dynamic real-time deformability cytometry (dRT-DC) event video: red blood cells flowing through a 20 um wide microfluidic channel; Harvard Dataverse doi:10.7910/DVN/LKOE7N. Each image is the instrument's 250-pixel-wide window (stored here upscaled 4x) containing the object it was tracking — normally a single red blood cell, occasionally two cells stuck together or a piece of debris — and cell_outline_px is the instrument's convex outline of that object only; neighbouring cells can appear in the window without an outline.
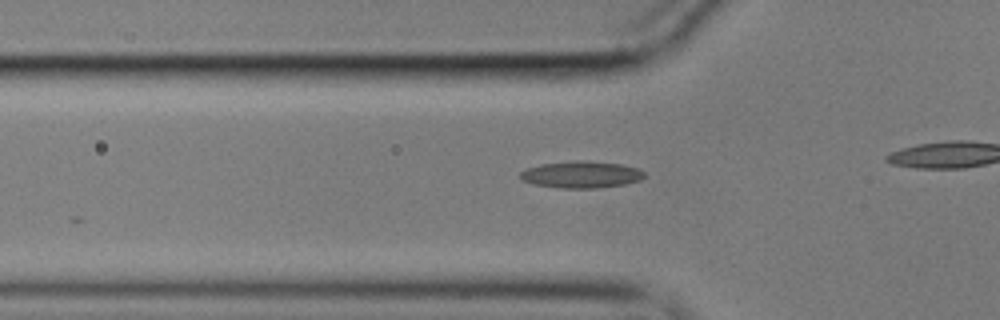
{"species": "common noctule bat (a hibernating species)", "species_latin": "Nyctalus noctula", "temperature_condition": "cold", "stored_images_in_passage": 9, "camera_frame_rate_fps": 3000, "um_per_image_px": 0.085, "animal": {"sex": "male", "body_mass_g": 17.9}, "frame": {"image": 1, "passage_image": 3, "time_ms": 0.667, "image_size_px": [1000, 320], "cell_outline_px": [[644, 176], [640, 180], [624, 184], [596, 188], [556, 188], [532, 184], [520, 180], [520, 172], [528, 168], [540, 164], [576, 160], [584, 160], [620, 164], [636, 168], [644, 172]], "centroid_in_image_um": [49.35, 14.84], "position_along_channel_um": 76.4, "area_um2": 19.42}}
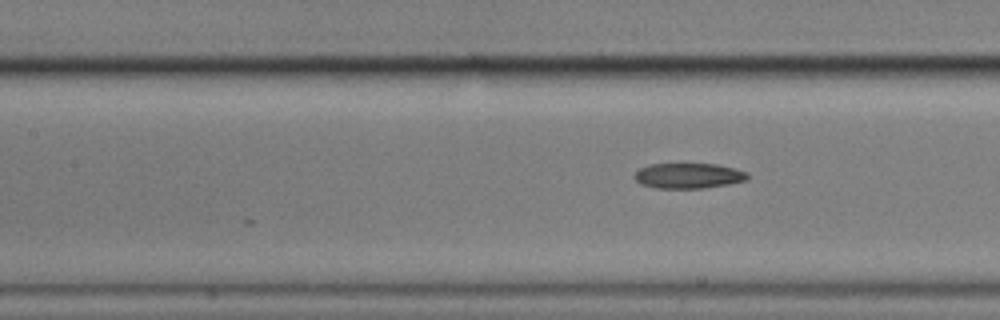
{"frame": {"image": 2, "passage_image": 9, "time_ms": 2.667, "image_size_px": [1000, 320], "cell_outline_px": [[748, 180], [728, 184], [704, 188], [656, 188], [640, 184], [632, 176], [640, 168], [648, 164], [716, 164], [748, 172]], "centroid_in_image_um": [58.5, 14.94], "position_along_channel_um": 148.9, "area_um2": 16.7}}